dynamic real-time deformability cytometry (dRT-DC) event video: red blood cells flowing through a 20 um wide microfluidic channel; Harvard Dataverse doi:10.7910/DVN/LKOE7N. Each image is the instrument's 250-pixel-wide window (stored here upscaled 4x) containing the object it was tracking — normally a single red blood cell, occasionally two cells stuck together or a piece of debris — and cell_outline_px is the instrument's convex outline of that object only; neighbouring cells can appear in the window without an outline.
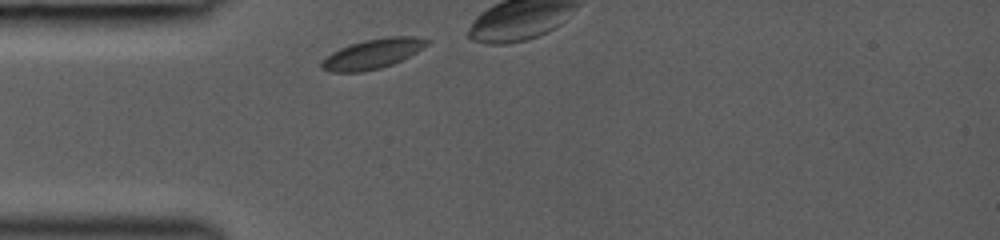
{"species": "common noctule bat (a hibernating species)", "species_latin": "Nyctalus noctula", "temperature_condition": "room temperature", "stored_images_in_passage": 5, "camera_frame_rate_fps": 3000, "um_per_image_px": 0.085, "animal": {"sex": "female", "body_mass_g": 19.0, "forearm_length_mm": 53.3}, "frame": {"image": 1, "passage_image": 1, "time_ms": 0.0, "image_size_px": [1000, 240], "cell_outline_px": [[432, 40], [428, 44], [416, 52], [392, 64], [380, 68], [364, 72], [328, 72], [320, 68], [320, 64], [332, 52], [340, 48], [364, 40], [384, 36], [412, 36]], "centroid_in_image_um": [31.67, 4.57], "position_along_channel_um": 53.3, "area_um2": 18.21}}